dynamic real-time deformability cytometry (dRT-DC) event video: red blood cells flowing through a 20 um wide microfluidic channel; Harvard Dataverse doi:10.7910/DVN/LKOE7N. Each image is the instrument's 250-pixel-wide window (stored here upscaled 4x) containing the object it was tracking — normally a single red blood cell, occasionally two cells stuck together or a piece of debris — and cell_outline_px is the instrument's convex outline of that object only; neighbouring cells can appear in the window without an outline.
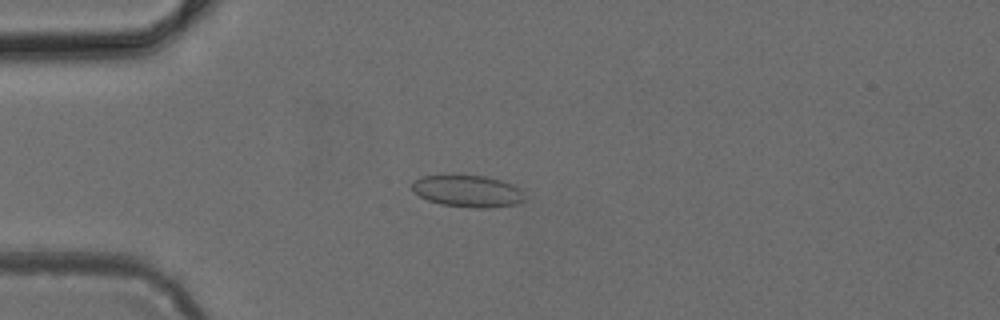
{"species": "common noctule bat (a hibernating species)", "species_latin": "Nyctalus noctula", "temperature_condition": "cold", "stored_images_in_passage": 44, "camera_frame_rate_fps": 3000, "um_per_image_px": 0.085, "animal": {"sex": "female", "body_mass_g": 24.6, "forearm_length_mm": 56.2}, "frame": {"image": 1, "passage_image": 8, "time_ms": 2.333, "image_size_px": [1000, 320], "cell_outline_px": [[524, 200], [516, 204], [488, 208], [472, 208], [440, 204], [428, 200], [412, 192], [412, 184], [416, 180], [424, 176], [456, 172], [484, 176], [500, 180], [512, 184], [520, 188], [524, 196]], "centroid_in_image_um": [39.72, 16.21], "position_along_channel_um": 45.3, "area_um2": 21.56}}
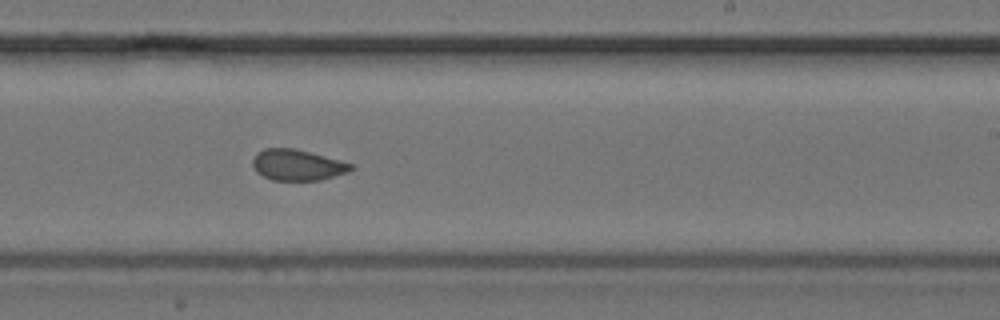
{"frame": {"image": 2, "passage_image": 25, "time_ms": 8.0, "image_size_px": [1000, 320], "cell_outline_px": [[356, 168], [348, 172], [320, 180], [272, 180], [256, 172], [252, 164], [252, 160], [256, 152], [264, 148], [292, 148], [308, 152], [352, 164]], "centroid_in_image_um": [25.24, 14.03], "position_along_channel_um": 263.8, "area_um2": 17.57}}
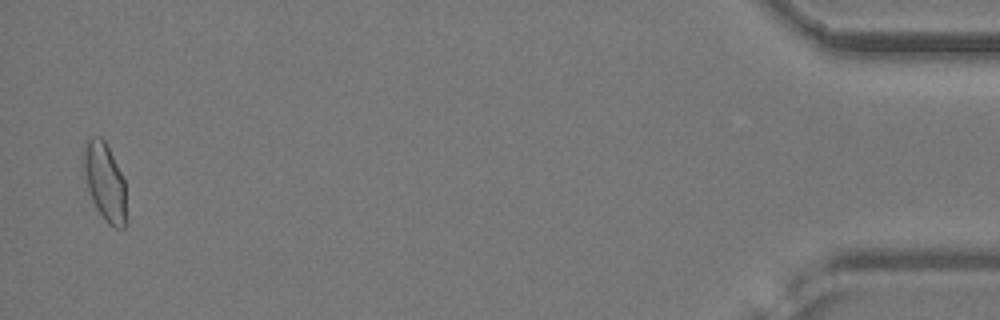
{"frame": {"image": 3, "passage_image": 43, "time_ms": 14.0, "image_size_px": [1000, 320], "cell_outline_px": [[128, 224], [124, 228], [116, 228], [108, 224], [104, 220], [96, 208], [92, 200], [88, 188], [84, 172], [84, 140], [92, 136], [100, 136], [104, 140], [124, 180]], "centroid_in_image_um": [8.93, 15.51], "position_along_channel_um": 426.3, "area_um2": 19.48}}